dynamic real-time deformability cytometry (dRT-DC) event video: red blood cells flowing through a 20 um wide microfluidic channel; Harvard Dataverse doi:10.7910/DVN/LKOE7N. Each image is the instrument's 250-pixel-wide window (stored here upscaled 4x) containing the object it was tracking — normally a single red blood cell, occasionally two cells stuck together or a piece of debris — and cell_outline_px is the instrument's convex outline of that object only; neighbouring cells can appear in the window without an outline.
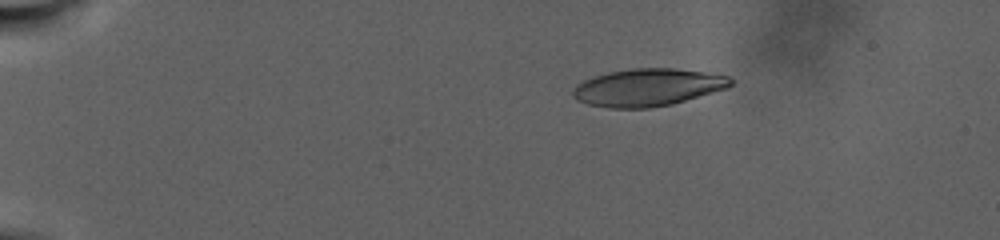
{"species": "human", "species_latin": "Homo sapiens", "temperature_condition": "warm", "stored_images_in_passage": 59, "camera_frame_rate_fps": 3000, "um_per_image_px": 0.085, "donor": {"sex": "male"}, "frame": {"image": 1, "passage_image": 2, "time_ms": 0.667, "image_size_px": [1000, 240], "cell_outline_px": [[732, 84], [728, 88], [672, 104], [648, 108], [608, 108], [588, 104], [576, 100], [572, 96], [572, 88], [576, 84], [592, 76], [608, 72], [632, 68], [676, 68], [704, 72], [728, 76], [732, 80]], "centroid_in_image_um": [55.02, 7.43], "position_along_channel_um": 30.0, "area_um2": 34.62}}
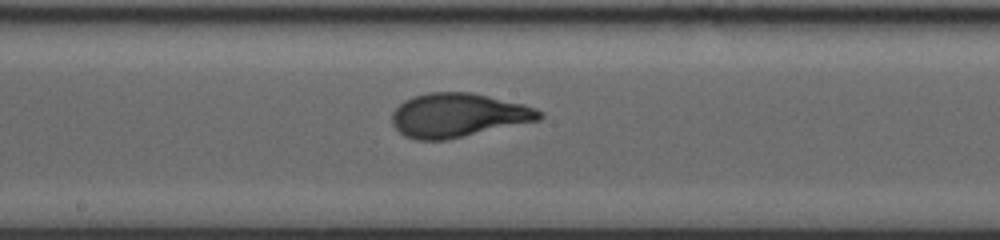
{"frame": {"image": 2, "passage_image": 33, "time_ms": 13.333, "image_size_px": [1000, 240], "cell_outline_px": [[544, 116], [540, 120], [444, 140], [416, 140], [404, 136], [392, 124], [392, 112], [404, 100], [412, 96], [428, 92], [472, 92], [524, 104], [536, 108], [544, 112]], "centroid_in_image_um": [38.94, 9.78], "position_along_channel_um": 209.3, "area_um2": 37.8}}
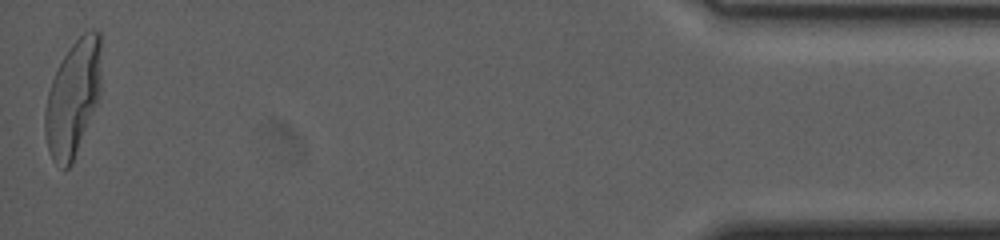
{"frame": {"image": 3, "passage_image": 59, "time_ms": 26.667, "image_size_px": [1000, 240], "cell_outline_px": [[100, 92], [96, 104], [72, 164], [68, 168], [64, 168], [56, 164], [52, 160], [48, 148], [44, 132], [44, 112], [48, 92], [52, 80], [64, 56], [72, 44], [84, 32], [92, 28], [100, 32]], "centroid_in_image_um": [6.19, 8.34], "position_along_channel_um": 429.0, "area_um2": 37.51}, "authors_computed_cell_mechanics": {"area_um2": 36.4718, "velocity_mm_per_s": 2.2202, "shape_relaxation_time_tau1_ms": 9.071, "shape_relaxation_time_tau2_ms": null, "deformation_change_tau1": 0.2779, "deformation_change_tau2": null}}